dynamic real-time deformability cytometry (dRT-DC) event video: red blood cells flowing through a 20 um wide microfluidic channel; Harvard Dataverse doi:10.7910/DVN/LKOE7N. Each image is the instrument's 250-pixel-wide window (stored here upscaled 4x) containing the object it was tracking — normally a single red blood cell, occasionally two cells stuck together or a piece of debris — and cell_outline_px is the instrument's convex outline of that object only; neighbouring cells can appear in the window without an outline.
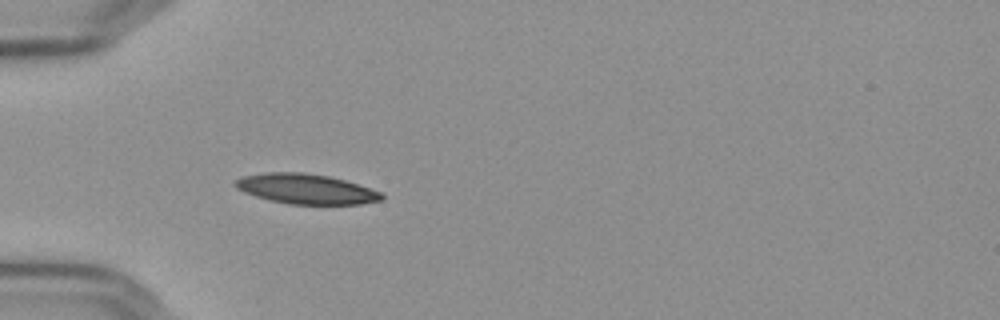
{"species": "Egyptian fruit bat (a non-hibernating species)", "species_latin": "Rousettus aegyptiacus", "temperature_condition": "cold", "stored_images_in_passage": 15, "camera_frame_rate_fps": 3000, "um_per_image_px": 0.085, "frame": {"image": 1, "passage_image": 1, "time_ms": 0.0, "image_size_px": [1000, 320], "cell_outline_px": [[384, 200], [360, 204], [288, 204], [256, 196], [244, 192], [236, 188], [232, 184], [236, 180], [244, 176], [268, 172], [304, 172], [328, 176], [344, 180], [380, 192], [384, 196]], "centroid_in_image_um": [26.0, 16.06], "position_along_channel_um": 59.0, "area_um2": 25.37}}
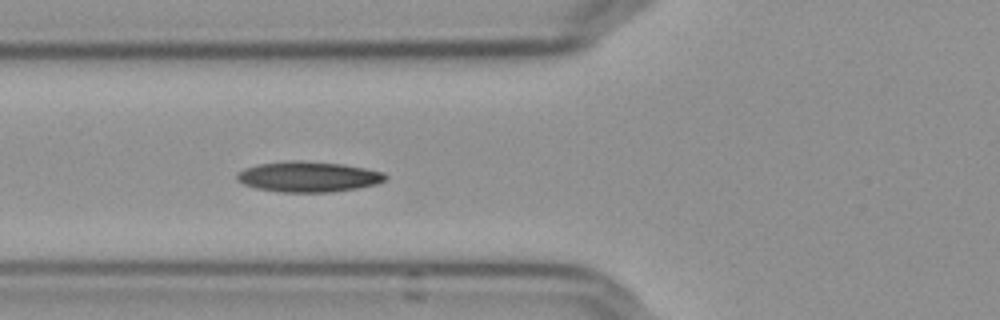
{"frame": {"image": 2, "passage_image": 5, "time_ms": 1.333, "image_size_px": [1000, 320], "cell_outline_px": [[388, 176], [384, 180], [376, 184], [356, 188], [332, 192], [280, 192], [256, 188], [244, 184], [236, 180], [236, 172], [244, 168], [256, 164], [288, 160], [300, 160], [344, 164], [384, 172]], "centroid_in_image_um": [26.16, 15.01], "position_along_channel_um": 99.6, "area_um2": 26.59}}
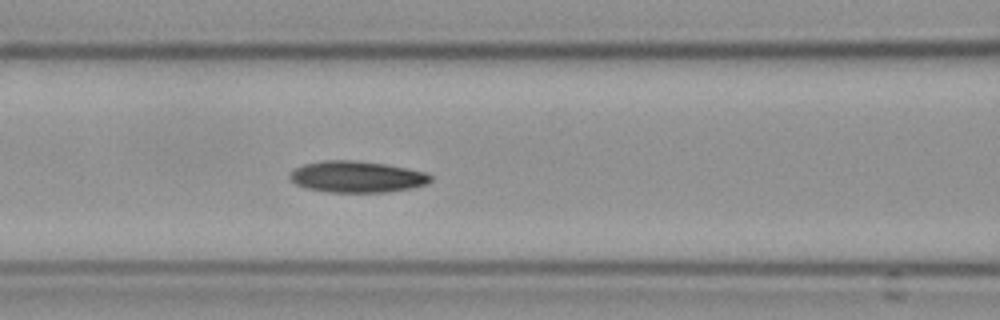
{"frame": {"image": 3, "passage_image": 8, "time_ms": 2.333, "image_size_px": [1000, 320], "cell_outline_px": [[432, 180], [428, 184], [412, 188], [388, 192], [328, 192], [304, 188], [296, 184], [288, 176], [296, 168], [304, 164], [324, 160], [352, 160], [384, 164], [408, 168], [428, 172], [432, 176]], "centroid_in_image_um": [30.38, 15.03], "position_along_channel_um": 136.2, "area_um2": 25.89}}